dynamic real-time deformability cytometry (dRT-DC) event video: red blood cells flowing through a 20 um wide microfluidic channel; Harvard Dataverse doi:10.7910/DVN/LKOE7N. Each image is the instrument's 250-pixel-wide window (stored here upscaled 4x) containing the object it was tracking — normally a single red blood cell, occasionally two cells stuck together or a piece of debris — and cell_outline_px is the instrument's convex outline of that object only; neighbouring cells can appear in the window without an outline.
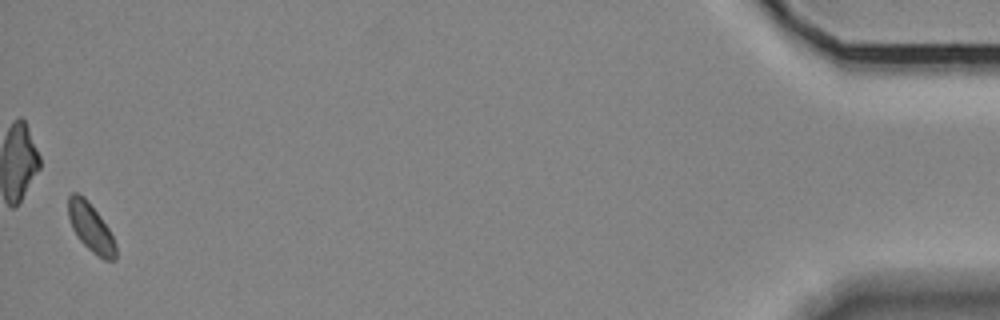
{"species": "Egyptian fruit bat (a non-hibernating species)", "species_latin": "Rousettus aegyptiacus", "temperature_condition": "room temperature", "stored_images_in_passage": 39, "camera_frame_rate_fps": 3000, "um_per_image_px": 0.085, "animal": {"sex": "female"}, "frame": {"image": 1, "passage_image": 39, "time_ms": 12.667, "image_size_px": [1000, 320], "cell_outline_px": [[116, 260], [104, 260], [92, 252], [80, 240], [72, 228], [68, 216], [68, 196], [72, 192], [76, 192], [84, 196], [100, 216], [108, 228], [116, 244]], "centroid_in_image_um": [7.71, 19.33], "position_along_channel_um": 427.5, "area_um2": 13.35}}